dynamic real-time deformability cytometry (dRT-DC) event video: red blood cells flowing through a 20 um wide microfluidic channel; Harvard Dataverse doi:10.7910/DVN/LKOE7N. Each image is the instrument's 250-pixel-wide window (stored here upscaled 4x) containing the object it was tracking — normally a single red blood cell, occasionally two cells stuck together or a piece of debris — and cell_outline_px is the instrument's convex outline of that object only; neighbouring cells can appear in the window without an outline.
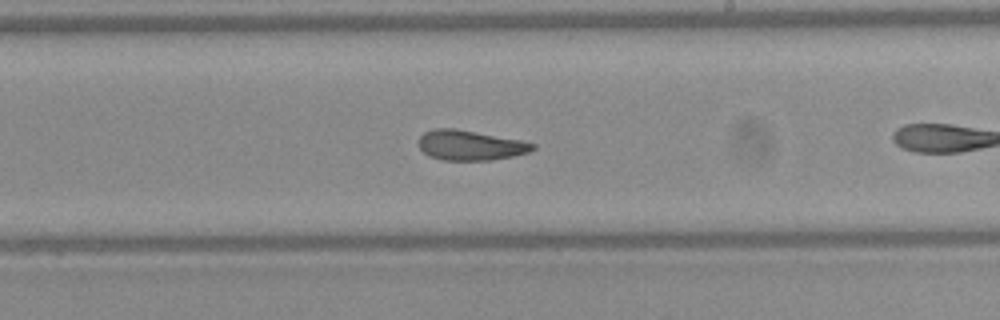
{"species": "Egyptian fruit bat (a non-hibernating species)", "species_latin": "Rousettus aegyptiacus", "temperature_condition": "warm", "stored_images_in_passage": 27, "camera_frame_rate_fps": 3000, "um_per_image_px": 0.085, "frame": {"image": 1, "passage_image": 16, "time_ms": 5.0, "image_size_px": [1000, 320], "cell_outline_px": [[536, 148], [528, 152], [512, 156], [492, 160], [444, 160], [428, 156], [416, 144], [416, 140], [424, 132], [436, 128], [456, 128], [520, 140], [536, 144]], "centroid_in_image_um": [39.92, 12.34], "position_along_channel_um": 249.1, "area_um2": 20.06}}